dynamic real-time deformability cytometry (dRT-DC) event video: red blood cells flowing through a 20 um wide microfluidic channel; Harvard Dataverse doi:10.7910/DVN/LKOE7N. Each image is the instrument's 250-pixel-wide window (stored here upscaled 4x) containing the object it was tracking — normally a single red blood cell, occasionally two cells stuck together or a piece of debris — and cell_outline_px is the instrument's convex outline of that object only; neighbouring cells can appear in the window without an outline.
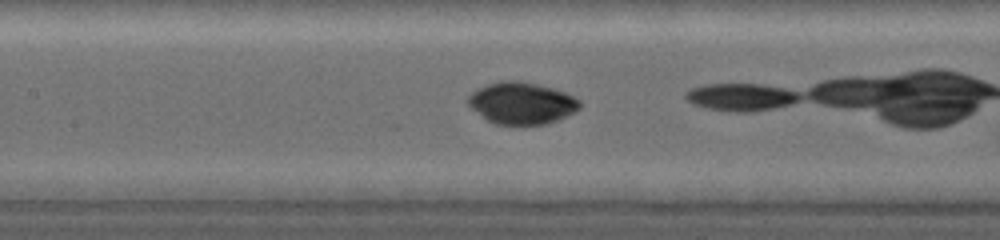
{"species": "common noctule bat (a hibernating species)", "species_latin": "Nyctalus noctula", "temperature_condition": "warm", "stored_images_in_passage": 24, "camera_frame_rate_fps": 5000, "um_per_image_px": 0.085, "animal": {"sex": "female", "body_mass_g": 19.0, "forearm_length_mm": 53.3}, "frame": {"image": 1, "passage_image": 8, "time_ms": 2.4, "image_size_px": [1000, 240], "cell_outline_px": [[580, 108], [548, 124], [496, 124], [488, 120], [472, 108], [464, 100], [472, 92], [488, 84], [500, 80], [520, 80], [552, 88], [564, 92], [580, 100]], "centroid_in_image_um": [44.31, 8.75], "position_along_channel_um": 163.1, "area_um2": 26.93}}